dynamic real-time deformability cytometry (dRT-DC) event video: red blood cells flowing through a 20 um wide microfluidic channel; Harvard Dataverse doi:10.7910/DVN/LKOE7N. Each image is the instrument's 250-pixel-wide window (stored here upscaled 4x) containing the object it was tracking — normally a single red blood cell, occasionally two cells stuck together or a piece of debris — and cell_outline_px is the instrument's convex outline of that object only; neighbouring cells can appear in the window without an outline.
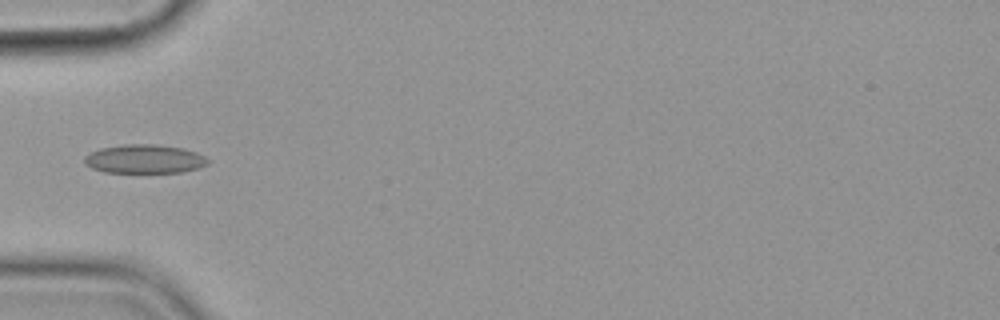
{"species": "common noctule bat (a hibernating species)", "species_latin": "Nyctalus noctula", "temperature_condition": "cold", "stored_images_in_passage": 1, "camera_frame_rate_fps": 3000, "um_per_image_px": 0.085, "animal": {"sex": "female", "body_mass_g": 19.9}, "frame": {"image": 1, "passage_image": 1, "time_ms": 0.0, "image_size_px": [1000, 320], "cell_outline_px": [[208, 164], [200, 168], [180, 172], [104, 172], [92, 168], [84, 164], [84, 156], [100, 148], [124, 144], [156, 144], [184, 148], [196, 152], [204, 156], [208, 160]], "centroid_in_image_um": [12.28, 13.51], "position_along_channel_um": 72.7, "area_um2": 20.75}}